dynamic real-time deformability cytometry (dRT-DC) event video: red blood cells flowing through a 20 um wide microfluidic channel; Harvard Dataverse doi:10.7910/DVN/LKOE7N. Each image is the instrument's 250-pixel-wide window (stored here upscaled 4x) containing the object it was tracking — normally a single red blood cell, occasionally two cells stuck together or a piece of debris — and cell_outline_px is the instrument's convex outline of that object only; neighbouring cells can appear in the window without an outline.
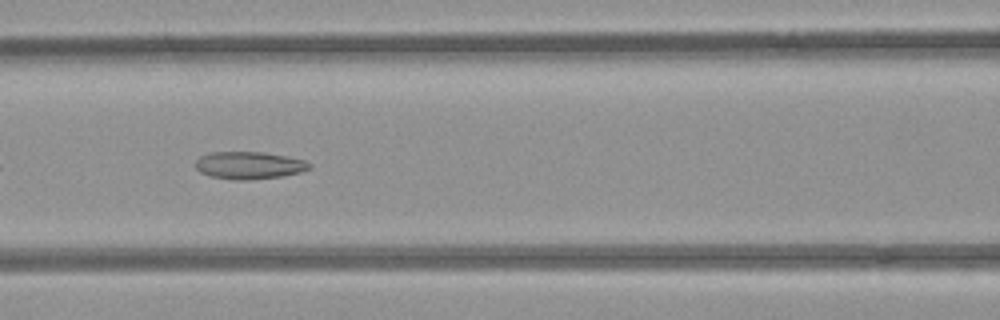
{"species": "common noctule bat (a hibernating species)", "species_latin": "Nyctalus noctula", "temperature_condition": "room temperature", "stored_images_in_passage": 11, "camera_frame_rate_fps": 3000, "um_per_image_px": 0.085, "animal": {"sex": "female", "body_mass_g": 21.9}, "frame": {"image": 1, "passage_image": 8, "time_ms": 2.333, "image_size_px": [1000, 320], "cell_outline_px": [[312, 168], [300, 172], [284, 176], [244, 180], [232, 180], [208, 176], [200, 172], [196, 168], [196, 160], [200, 156], [212, 152], [264, 152], [288, 156], [304, 160], [312, 164]], "centroid_in_image_um": [21.19, 14.05], "position_along_channel_um": 145.4, "area_um2": 18.38}}